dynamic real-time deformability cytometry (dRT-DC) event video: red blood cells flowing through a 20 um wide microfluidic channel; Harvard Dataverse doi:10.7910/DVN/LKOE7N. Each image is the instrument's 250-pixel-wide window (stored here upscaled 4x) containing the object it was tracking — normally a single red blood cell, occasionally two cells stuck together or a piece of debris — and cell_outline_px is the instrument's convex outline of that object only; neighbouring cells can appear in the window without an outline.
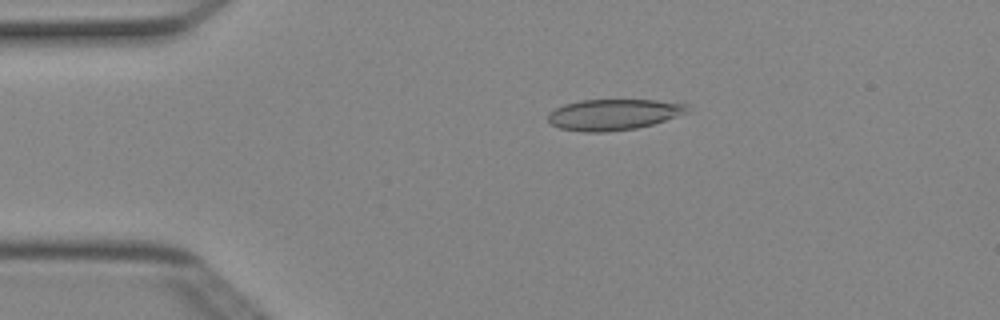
{"species": "Egyptian fruit bat (a non-hibernating species)", "species_latin": "Rousettus aegyptiacus", "temperature_condition": "cold", "stored_images_in_passage": 4, "camera_frame_rate_fps": 3000, "um_per_image_px": 0.085, "animal": {"sex": "female"}, "frame": {"image": 1, "passage_image": 3, "time_ms": 0.667, "image_size_px": [1000, 320], "cell_outline_px": [[688, 112], [652, 124], [636, 128], [604, 132], [584, 132], [560, 128], [552, 124], [548, 120], [548, 112], [564, 104], [580, 100], [656, 100], [688, 104]], "centroid_in_image_um": [52.12, 9.73], "position_along_channel_um": 32.9, "area_um2": 24.97}}